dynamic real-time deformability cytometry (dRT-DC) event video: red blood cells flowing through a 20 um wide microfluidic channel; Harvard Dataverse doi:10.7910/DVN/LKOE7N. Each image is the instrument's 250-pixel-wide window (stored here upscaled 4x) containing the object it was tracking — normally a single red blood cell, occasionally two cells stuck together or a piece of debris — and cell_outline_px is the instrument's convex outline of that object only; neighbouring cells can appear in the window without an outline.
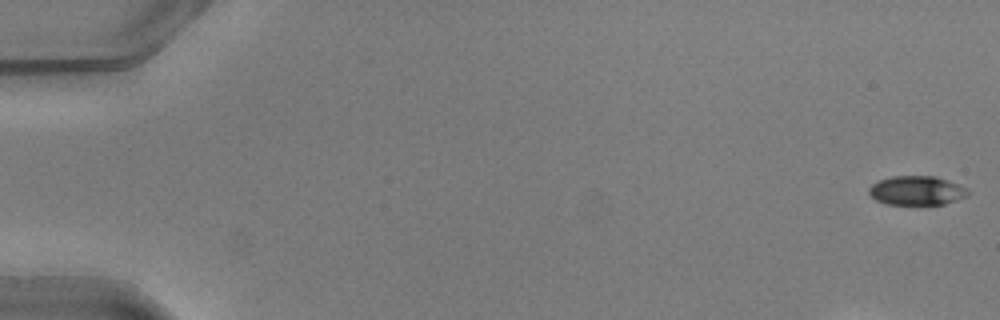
{"species": "common noctule bat (a hibernating species)", "species_latin": "Nyctalus noctula", "temperature_condition": "warm", "stored_images_in_passage": 30, "camera_frame_rate_fps": 3000, "um_per_image_px": 0.085, "animal": {"sex": "male", "body_mass_g": 20.5, "forearm_length_mm": 52.5}, "frame": {"image": 1, "passage_image": 1, "time_ms": 0.0, "image_size_px": [1000, 320], "cell_outline_px": [[972, 192], [968, 196], [944, 204], [888, 204], [876, 200], [868, 192], [868, 188], [872, 184], [880, 180], [892, 176], [936, 176], [968, 188]], "centroid_in_image_um": [77.95, 16.19], "position_along_channel_um": 7.0, "area_um2": 16.82}}